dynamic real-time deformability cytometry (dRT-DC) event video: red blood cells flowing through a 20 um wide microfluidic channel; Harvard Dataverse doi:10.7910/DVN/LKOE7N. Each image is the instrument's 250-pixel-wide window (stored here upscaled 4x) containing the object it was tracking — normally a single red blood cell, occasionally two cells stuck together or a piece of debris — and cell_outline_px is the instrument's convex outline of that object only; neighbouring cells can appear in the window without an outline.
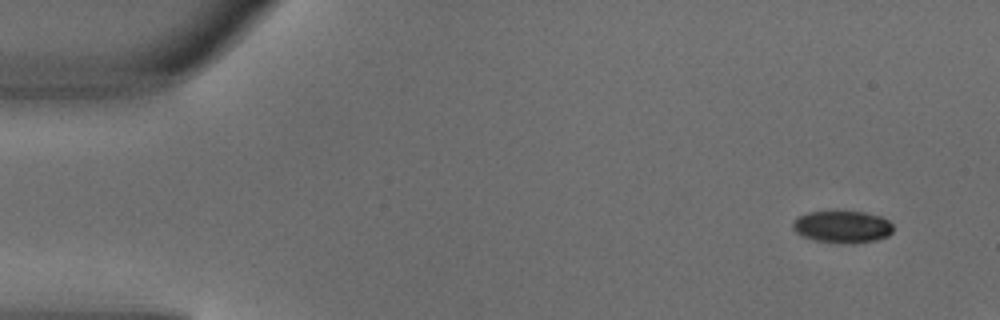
{"species": "common noctule bat (a hibernating species)", "species_latin": "Nyctalus noctula", "temperature_condition": "warm", "stored_images_in_passage": 3, "segment_of_instrument_passage": [2, 2], "camera_frame_rate_fps": 3000, "um_per_image_px": 0.085, "animal": {"sex": "male", "body_mass_g": 18.8}, "frame": {"image": 1, "passage_image": 3, "time_ms": 0.667, "image_size_px": [1000, 320], "cell_outline_px": [[892, 232], [888, 236], [876, 240], [856, 244], [852, 244], [816, 240], [804, 236], [796, 232], [792, 228], [792, 220], [796, 216], [808, 212], [836, 208], [864, 212], [880, 216], [888, 220], [892, 224]], "centroid_in_image_um": [71.57, 19.22], "position_along_channel_um": 13.4, "area_um2": 19.59}}